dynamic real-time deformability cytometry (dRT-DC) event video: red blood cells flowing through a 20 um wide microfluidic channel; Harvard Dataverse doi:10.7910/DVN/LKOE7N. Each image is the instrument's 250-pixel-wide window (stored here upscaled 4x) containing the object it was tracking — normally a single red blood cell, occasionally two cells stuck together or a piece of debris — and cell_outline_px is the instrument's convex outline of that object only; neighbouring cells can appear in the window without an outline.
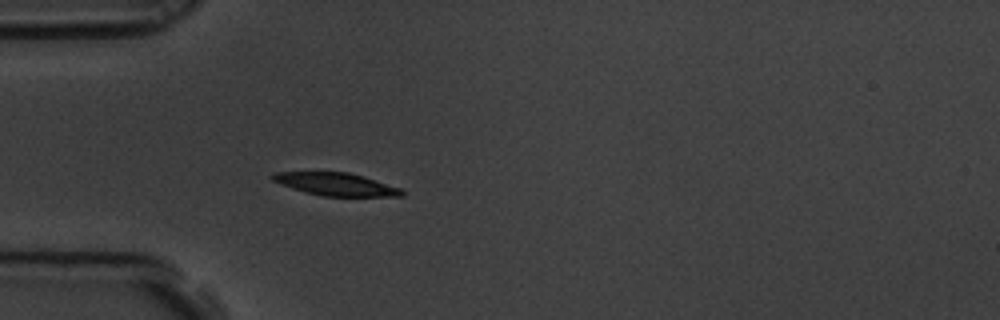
{"species": "common noctule bat (a hibernating species)", "species_latin": "Nyctalus noctula", "temperature_condition": "room temperature", "stored_images_in_passage": 42, "camera_frame_rate_fps": 3000, "um_per_image_px": 0.085, "animal": {"sex": "male", "body_mass_g": 19.5, "forearm_length_mm": 54.6}, "frame": {"image": 1, "passage_image": 1, "time_ms": 0.0, "image_size_px": [1000, 320], "cell_outline_px": [[400, 192], [372, 196], [336, 196], [312, 192], [288, 184], [280, 180], [276, 176], [292, 172], [340, 172], [356, 176], [392, 188]], "centroid_in_image_um": [28.5, 15.64], "position_along_channel_um": 56.5, "area_um2": 13.93}}
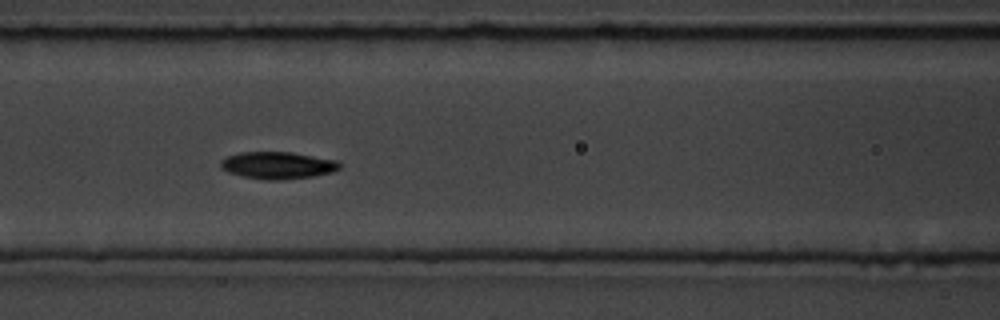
{"frame": {"image": 2, "passage_image": 9, "time_ms": 2.667, "image_size_px": [1000, 320], "cell_outline_px": [[336, 168], [324, 172], [300, 176], [256, 176], [240, 172], [228, 168], [224, 164], [228, 160], [236, 156], [256, 152], [276, 152], [300, 156], [320, 160], [336, 164]], "centroid_in_image_um": [23.59, 14.0], "position_along_channel_um": 143.0, "area_um2": 14.22}}
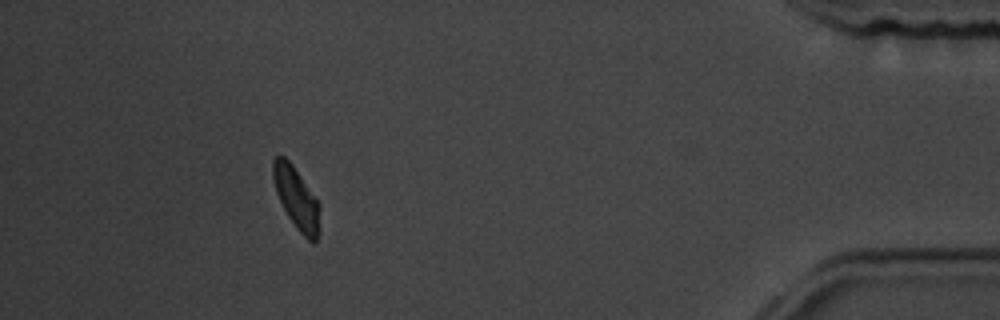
{"frame": {"image": 3, "passage_image": 37, "time_ms": 12.0, "image_size_px": [1000, 320], "cell_outline_px": [[316, 236], [312, 240], [296, 224], [288, 212], [280, 196], [276, 184], [276, 160], [280, 156], [292, 168], [316, 200]], "centroid_in_image_um": [25.2, 16.84], "position_along_channel_um": 410.0, "area_um2": 13.06}, "authors_computed_cell_mechanics": {"area_um2": 13.8142, "velocity_mm_per_s": 3.4716, "shape_relaxation_time_tau1_ms": 2.2548, "shape_relaxation_time_tau2_ms": null, "deformation_change_tau1": 0.1103, "deformation_change_tau2": null}}